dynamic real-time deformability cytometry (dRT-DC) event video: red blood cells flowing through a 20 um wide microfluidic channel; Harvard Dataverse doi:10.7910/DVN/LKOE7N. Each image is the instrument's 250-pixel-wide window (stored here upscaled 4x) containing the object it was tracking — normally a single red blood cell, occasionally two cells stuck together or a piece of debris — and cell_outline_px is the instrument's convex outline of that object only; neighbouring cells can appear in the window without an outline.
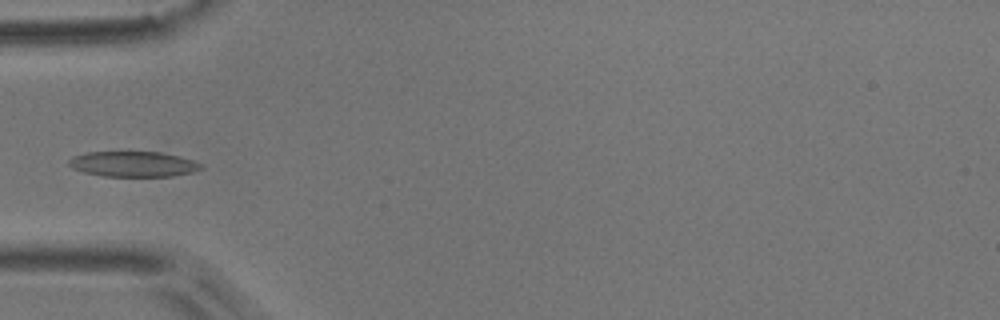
{"species": "common noctule bat (a hibernating species)", "species_latin": "Nyctalus noctula", "temperature_condition": "room temperature", "stored_images_in_passage": 4, "camera_frame_rate_fps": 3000, "um_per_image_px": 0.085, "animal": {"sex": "male", "body_mass_g": 17.9}, "frame": {"image": 1, "passage_image": 3, "time_ms": 0.667, "image_size_px": [1000, 320], "cell_outline_px": [[204, 168], [192, 172], [172, 176], [104, 176], [84, 172], [72, 168], [68, 164], [68, 160], [72, 156], [84, 152], [160, 152], [180, 156], [204, 164]], "centroid_in_image_um": [11.33, 13.94], "position_along_channel_um": 73.7, "area_um2": 19.65}}
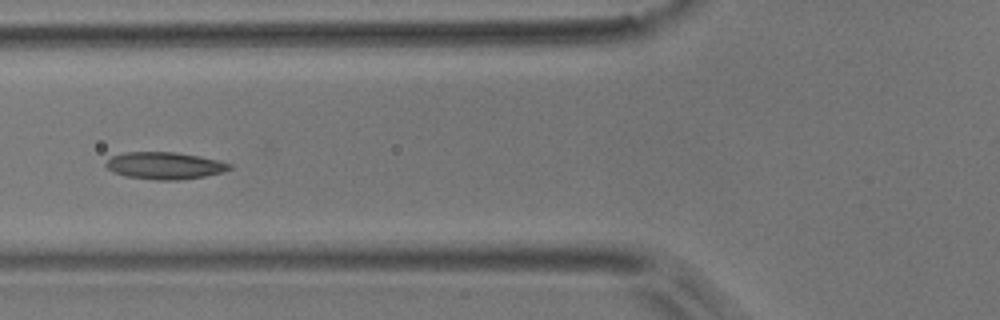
{"frame": {"image": 2, "passage_image": 4, "time_ms": 1.0, "image_size_px": [1000, 320], "cell_outline_px": [[232, 168], [224, 172], [204, 176], [176, 180], [156, 180], [124, 176], [108, 168], [104, 164], [112, 156], [124, 152], [176, 152], [200, 156], [232, 164]], "centroid_in_image_um": [14.01, 14.07], "position_along_channel_um": 111.8, "area_um2": 19.42}}